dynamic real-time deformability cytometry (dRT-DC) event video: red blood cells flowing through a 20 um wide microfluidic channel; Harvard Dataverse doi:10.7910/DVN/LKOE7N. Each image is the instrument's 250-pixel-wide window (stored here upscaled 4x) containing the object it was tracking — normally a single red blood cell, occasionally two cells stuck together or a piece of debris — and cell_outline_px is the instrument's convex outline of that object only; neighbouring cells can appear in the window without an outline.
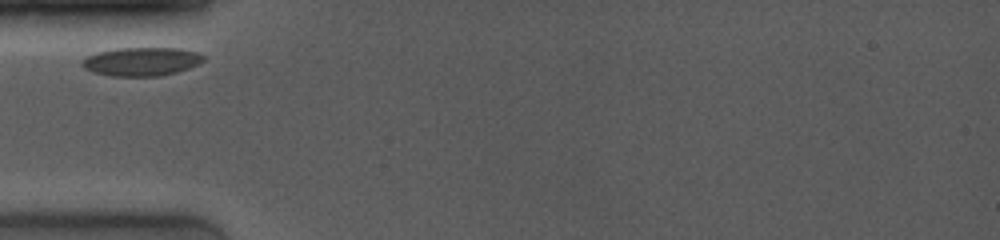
{"species": "common noctule bat (a hibernating species)", "species_latin": "Nyctalus noctula", "temperature_condition": "room temperature", "stored_images_in_passage": 8, "camera_frame_rate_fps": 4000, "um_per_image_px": 0.085, "animal": {"sex": "female", "body_mass_g": 19.0, "forearm_length_mm": 53.3}, "frame": {"image": 1, "passage_image": 1, "time_ms": 0.0, "image_size_px": [1000, 240], "cell_outline_px": [[204, 60], [188, 68], [176, 72], [156, 76], [112, 76], [92, 72], [84, 68], [80, 64], [80, 60], [96, 52], [116, 48], [180, 48], [200, 52], [204, 56]], "centroid_in_image_um": [11.99, 5.22], "position_along_channel_um": 73.0, "area_um2": 20.29}}